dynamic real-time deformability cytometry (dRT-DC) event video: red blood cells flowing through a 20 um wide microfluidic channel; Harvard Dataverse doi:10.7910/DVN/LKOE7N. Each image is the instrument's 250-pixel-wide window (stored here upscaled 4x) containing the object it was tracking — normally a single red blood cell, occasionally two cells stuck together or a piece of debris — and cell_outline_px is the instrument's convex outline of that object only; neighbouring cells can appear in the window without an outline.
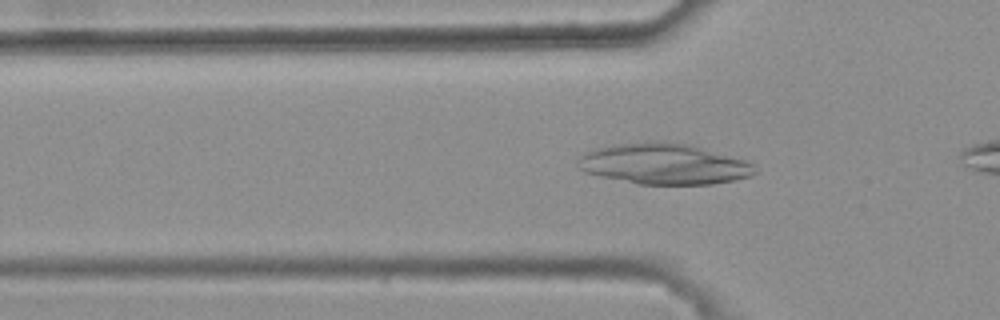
{"species": "common noctule bat (a hibernating species)", "species_latin": "Nyctalus noctula", "temperature_condition": "warm", "stored_images_in_passage": 47, "camera_frame_rate_fps": 3000, "um_per_image_px": 0.085, "animal": {"sex": "female", "body_mass_g": 25.1}, "frame": {"image": 1, "passage_image": 17, "time_ms": 5.333, "image_size_px": [1000, 320], "cell_outline_px": [[756, 172], [752, 176], [736, 180], [712, 184], [640, 184], [600, 176], [584, 172], [580, 168], [580, 156], [596, 148], [620, 144], [648, 140], [668, 140], [700, 148], [744, 160], [752, 164]], "centroid_in_image_um": [56.44, 13.93], "position_along_channel_um": 69.4, "area_um2": 41.62}}
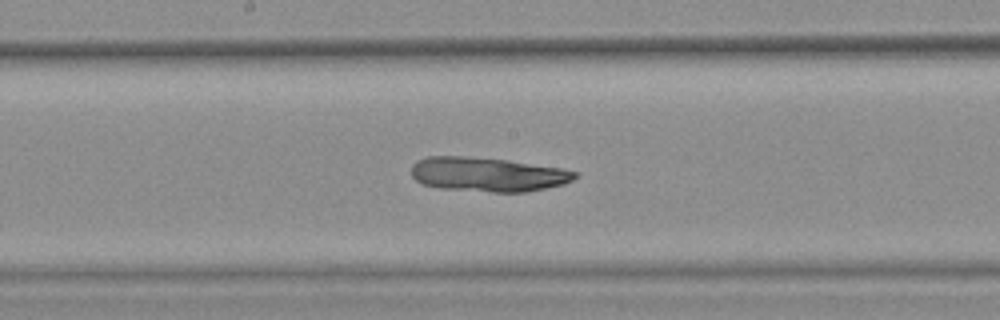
{"frame": {"image": 2, "passage_image": 28, "time_ms": 9.0, "image_size_px": [1000, 320], "cell_outline_px": [[576, 176], [572, 180], [564, 184], [524, 192], [492, 192], [440, 188], [420, 184], [412, 176], [412, 164], [416, 160], [428, 156], [464, 156], [504, 160], [560, 168], [576, 172]], "centroid_in_image_um": [41.38, 14.83], "position_along_channel_um": 206.8, "area_um2": 32.43}}
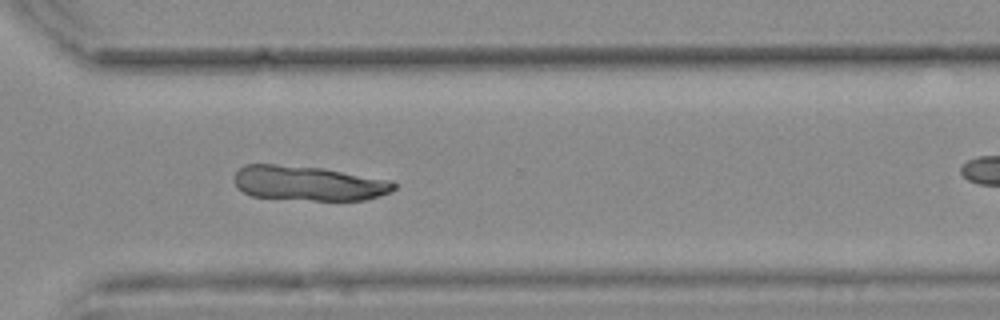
{"frame": {"image": 3, "passage_image": 39, "time_ms": 12.667, "image_size_px": [1000, 320], "cell_outline_px": [[396, 188], [392, 192], [368, 200], [312, 200], [252, 196], [236, 188], [232, 180], [236, 172], [244, 164], [276, 164], [320, 168], [392, 180], [396, 184]], "centroid_in_image_um": [26.22, 15.58], "position_along_channel_um": 344.4, "area_um2": 32.48}}